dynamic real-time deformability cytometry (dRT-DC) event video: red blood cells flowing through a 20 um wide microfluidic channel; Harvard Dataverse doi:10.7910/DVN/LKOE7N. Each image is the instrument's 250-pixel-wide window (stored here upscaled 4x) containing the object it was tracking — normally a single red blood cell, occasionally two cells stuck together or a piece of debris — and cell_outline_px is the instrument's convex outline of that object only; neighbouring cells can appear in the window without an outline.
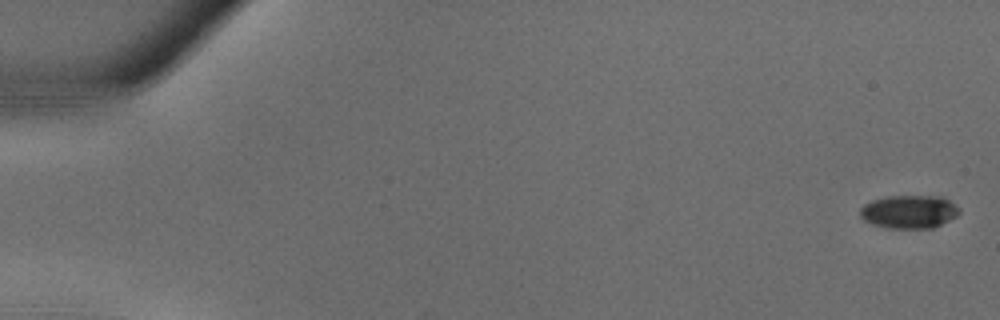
{"species": "common noctule bat (a hibernating species)", "species_latin": "Nyctalus noctula", "temperature_condition": "warm", "stored_images_in_passage": 37, "camera_frame_rate_fps": 3000, "um_per_image_px": 0.085, "animal": {"sex": "male", "body_mass_g": 18.8}, "frame": {"image": 1, "passage_image": 1, "time_ms": 0.0, "image_size_px": [1000, 320], "cell_outline_px": [[960, 212], [956, 216], [932, 228], [884, 228], [872, 224], [864, 220], [860, 216], [860, 208], [864, 204], [872, 200], [888, 196], [944, 196], [960, 208]], "centroid_in_image_um": [77.27, 17.99], "position_along_channel_um": 7.7, "area_um2": 19.31}}
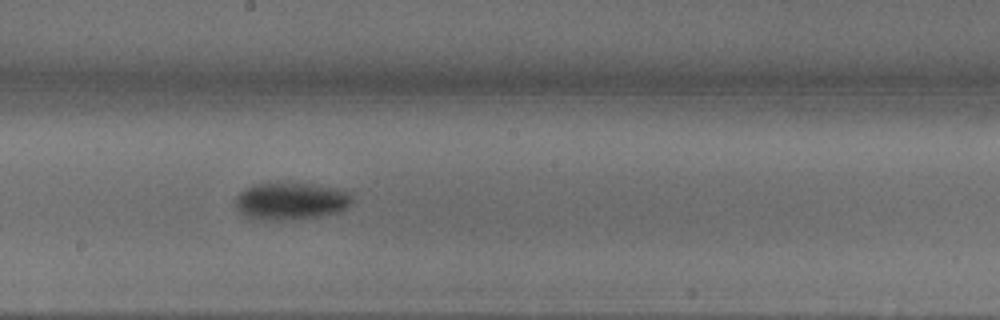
{"frame": {"image": 2, "passage_image": 21, "time_ms": 6.667, "image_size_px": [1000, 320], "cell_outline_px": [[352, 204], [348, 208], [340, 212], [300, 220], [260, 220], [248, 216], [240, 212], [236, 208], [236, 196], [240, 192], [256, 184], [312, 184], [340, 188], [352, 192]], "centroid_in_image_um": [24.82, 17.12], "position_along_channel_um": 223.4, "area_um2": 25.55}}
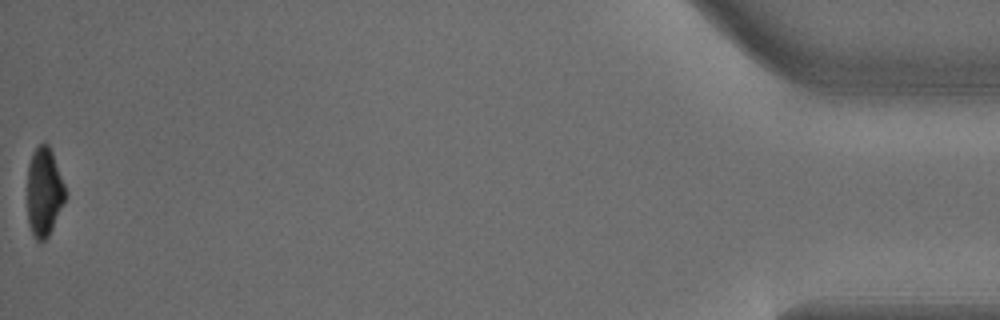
{"frame": {"image": 3, "passage_image": 37, "time_ms": 12.0, "image_size_px": [1000, 320], "cell_outline_px": [[64, 200], [52, 228], [48, 236], [44, 240], [36, 240], [28, 224], [28, 164], [32, 152], [44, 140], [48, 144], [52, 152], [64, 184]], "centroid_in_image_um": [3.72, 16.27], "position_along_channel_um": 431.5, "area_um2": 19.25}}